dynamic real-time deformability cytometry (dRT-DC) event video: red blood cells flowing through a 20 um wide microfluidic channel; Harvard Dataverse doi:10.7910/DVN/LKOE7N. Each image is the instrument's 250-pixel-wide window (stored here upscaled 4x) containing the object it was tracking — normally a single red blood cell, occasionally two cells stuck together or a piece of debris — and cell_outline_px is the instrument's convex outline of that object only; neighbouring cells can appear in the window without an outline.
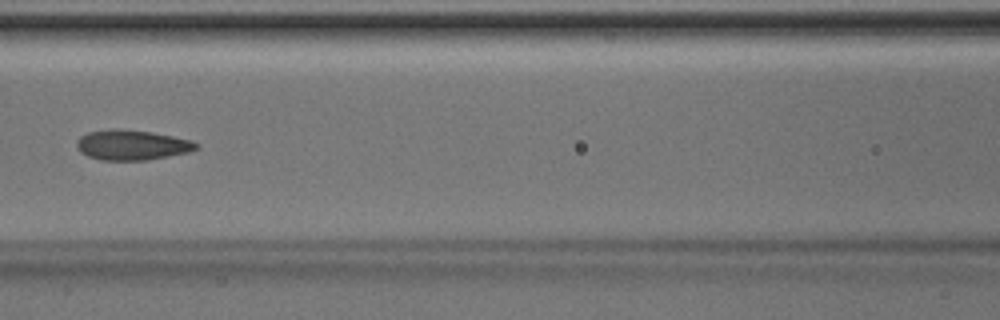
{"species": "Egyptian fruit bat (a non-hibernating species)", "species_latin": "Rousettus aegyptiacus", "temperature_condition": "room temperature", "stored_images_in_passage": 6, "camera_frame_rate_fps": 3000, "um_per_image_px": 0.085, "animal": {"sex": "male"}, "frame": {"image": 1, "passage_image": 5, "time_ms": 1.333, "image_size_px": [1000, 320], "cell_outline_px": [[200, 148], [188, 152], [148, 160], [100, 160], [88, 156], [80, 152], [76, 148], [76, 140], [80, 136], [88, 132], [112, 128], [116, 128], [152, 132], [192, 140], [200, 144]], "centroid_in_image_um": [11.21, 12.32], "position_along_channel_um": 155.4, "area_um2": 21.21}}
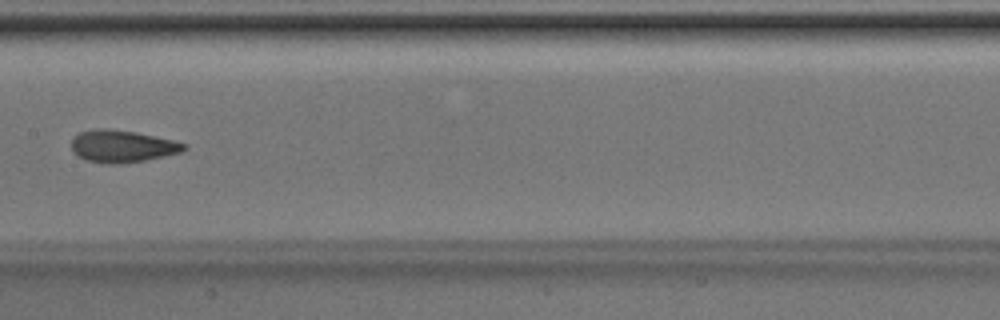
{"frame": {"image": 2, "passage_image": 6, "time_ms": 1.667, "image_size_px": [1000, 320], "cell_outline_px": [[188, 148], [180, 152], [144, 160], [120, 164], [108, 164], [88, 160], [72, 152], [72, 140], [80, 132], [96, 128], [104, 128], [136, 132], [172, 140], [188, 144]], "centroid_in_image_um": [10.39, 12.42], "position_along_channel_um": 197.0, "area_um2": 20.87}}